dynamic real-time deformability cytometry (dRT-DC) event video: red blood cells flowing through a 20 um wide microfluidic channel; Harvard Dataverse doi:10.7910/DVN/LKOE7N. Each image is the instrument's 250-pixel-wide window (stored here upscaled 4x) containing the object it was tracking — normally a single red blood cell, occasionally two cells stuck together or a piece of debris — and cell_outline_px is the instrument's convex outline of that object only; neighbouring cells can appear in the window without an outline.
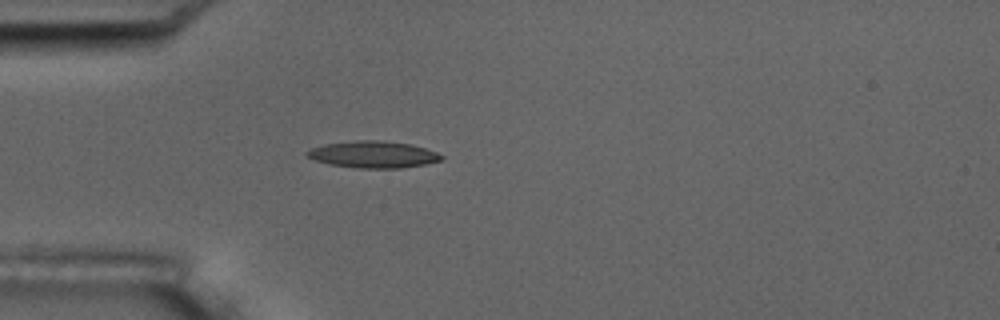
{"species": "common noctule bat (a hibernating species)", "species_latin": "Nyctalus noctula", "temperature_condition": "room temperature", "stored_images_in_passage": 3, "camera_frame_rate_fps": 3000, "um_per_image_px": 0.085, "animal": {"sex": "male", "body_mass_g": 17.5, "forearm_length_mm": 52.3}, "frame": {"image": 1, "passage_image": 3, "time_ms": 2.333, "image_size_px": [1000, 320], "cell_outline_px": [[444, 160], [424, 164], [400, 168], [360, 168], [328, 164], [316, 160], [308, 156], [304, 152], [312, 148], [324, 144], [356, 140], [376, 140], [412, 144], [436, 152], [444, 156]], "centroid_in_image_um": [31.73, 13.13], "position_along_channel_um": 53.3, "area_um2": 20.87}}